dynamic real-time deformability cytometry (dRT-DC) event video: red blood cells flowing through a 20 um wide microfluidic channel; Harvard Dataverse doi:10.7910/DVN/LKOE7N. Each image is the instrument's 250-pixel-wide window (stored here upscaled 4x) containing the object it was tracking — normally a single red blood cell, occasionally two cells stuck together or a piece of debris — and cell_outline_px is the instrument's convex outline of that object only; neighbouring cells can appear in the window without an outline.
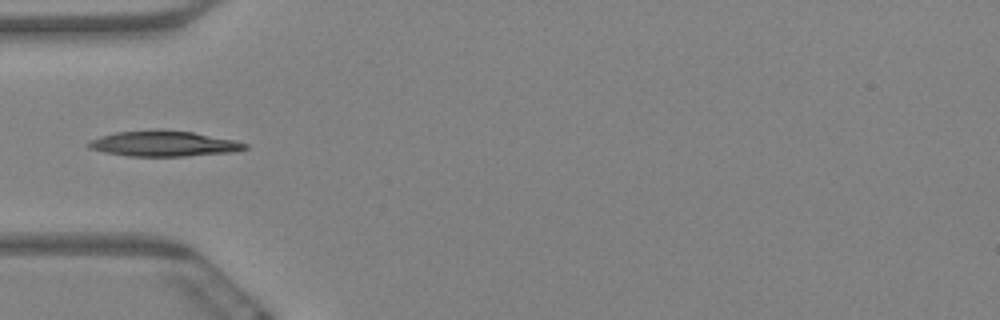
{"species": "Egyptian fruit bat (a non-hibernating species)", "species_latin": "Rousettus aegyptiacus", "temperature_condition": "warm", "stored_images_in_passage": 5, "camera_frame_rate_fps": 3000, "um_per_image_px": 0.085, "animal": {"sex": "female"}, "frame": {"image": 1, "passage_image": 2, "time_ms": 0.333, "image_size_px": [1000, 320], "cell_outline_px": [[248, 148], [232, 152], [184, 156], [128, 156], [104, 152], [88, 148], [84, 144], [88, 140], [100, 136], [116, 132], [156, 128], [192, 132], [236, 140], [248, 144]], "centroid_in_image_um": [13.86, 12.19], "position_along_channel_um": 71.1, "area_um2": 23.64}}
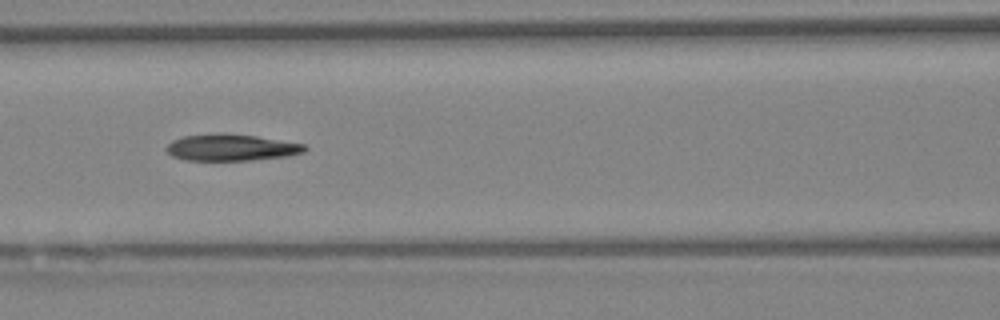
{"frame": {"image": 2, "passage_image": 4, "time_ms": 1.0, "image_size_px": [1000, 320], "cell_outline_px": [[308, 148], [304, 152], [288, 156], [252, 160], [184, 160], [172, 156], [164, 148], [172, 140], [184, 136], [220, 132], [224, 132], [256, 136], [304, 144]], "centroid_in_image_um": [19.63, 12.53], "position_along_channel_um": 147.0, "area_um2": 21.62}}
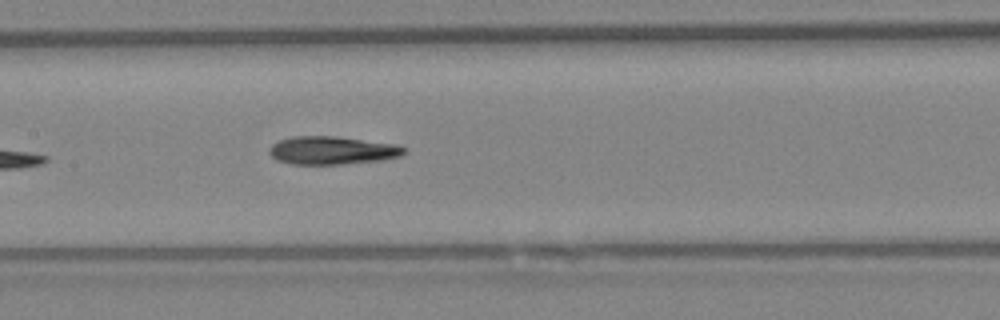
{"frame": {"image": 3, "passage_image": 5, "time_ms": 1.333, "image_size_px": [1000, 320], "cell_outline_px": [[408, 152], [400, 156], [384, 160], [344, 164], [292, 164], [276, 160], [268, 152], [268, 148], [272, 144], [280, 140], [292, 136], [336, 136], [392, 144], [408, 148]], "centroid_in_image_um": [28.23, 12.79], "position_along_channel_um": 179.2, "area_um2": 22.2}}